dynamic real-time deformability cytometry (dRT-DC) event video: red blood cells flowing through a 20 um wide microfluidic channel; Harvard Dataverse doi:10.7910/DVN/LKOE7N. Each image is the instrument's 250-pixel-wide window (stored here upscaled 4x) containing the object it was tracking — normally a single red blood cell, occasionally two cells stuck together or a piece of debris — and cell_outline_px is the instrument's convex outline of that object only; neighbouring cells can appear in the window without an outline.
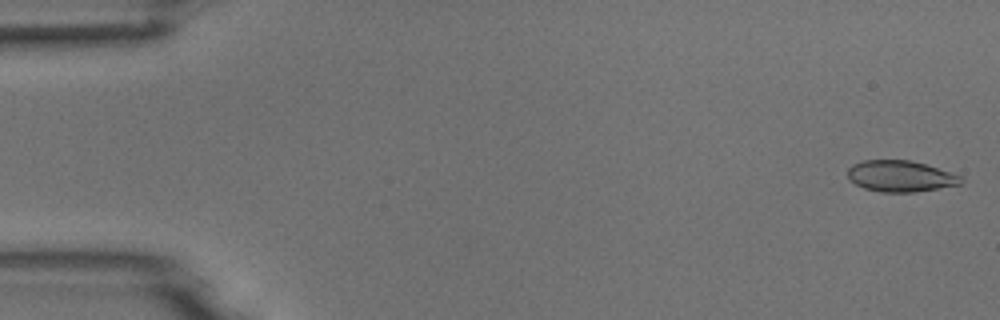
{"species": "common noctule bat (a hibernating species)", "species_latin": "Nyctalus noctula", "temperature_condition": "room temperature", "stored_images_in_passage": 4, "camera_frame_rate_fps": 3000, "um_per_image_px": 0.085, "animal": {"sex": "male", "body_mass_g": 18.8}, "frame": {"image": 1, "passage_image": 1, "time_ms": 0.0, "image_size_px": [1000, 320], "cell_outline_px": [[964, 180], [960, 184], [916, 192], [880, 192], [864, 188], [848, 180], [848, 168], [852, 164], [864, 160], [908, 160], [924, 164], [960, 176]], "centroid_in_image_um": [76.48, 14.98], "position_along_channel_um": 8.5, "area_um2": 20.4}}
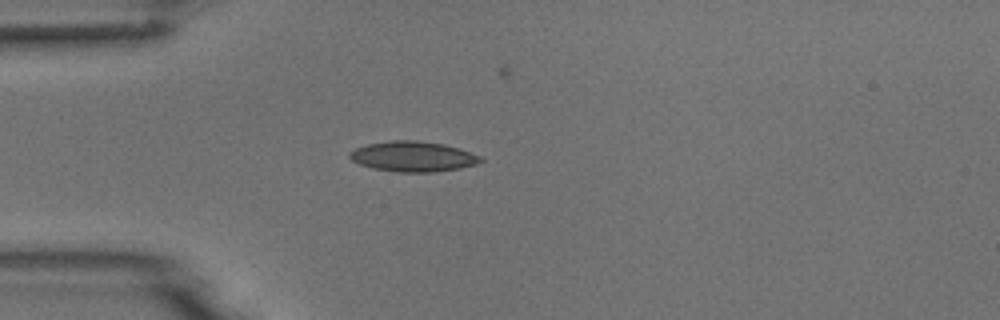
{"frame": {"image": 2, "passage_image": 4, "time_ms": 4.333, "image_size_px": [1000, 320], "cell_outline_px": [[484, 160], [476, 164], [460, 168], [432, 172], [396, 172], [372, 168], [360, 164], [352, 160], [348, 156], [348, 152], [356, 148], [368, 144], [392, 140], [416, 140], [444, 144], [460, 148], [480, 156]], "centroid_in_image_um": [35.1, 13.3], "position_along_channel_um": 49.9, "area_um2": 23.12}}